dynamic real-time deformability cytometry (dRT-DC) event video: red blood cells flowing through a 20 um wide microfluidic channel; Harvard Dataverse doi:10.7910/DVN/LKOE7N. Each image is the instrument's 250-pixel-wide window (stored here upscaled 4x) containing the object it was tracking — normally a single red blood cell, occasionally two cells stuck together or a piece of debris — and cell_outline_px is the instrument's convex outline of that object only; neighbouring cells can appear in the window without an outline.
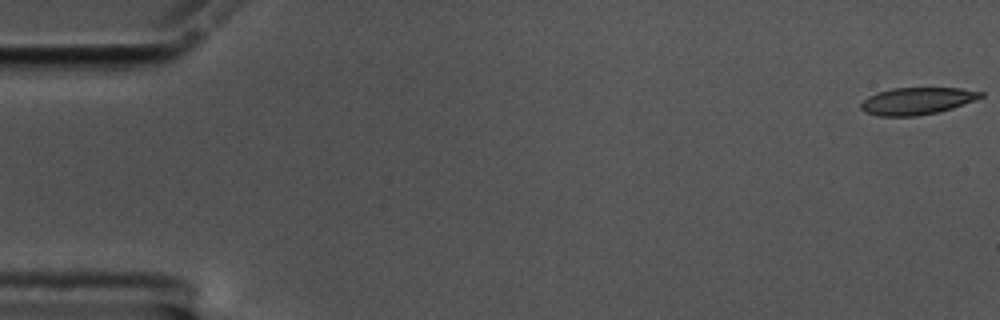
{"species": "common noctule bat (a hibernating species)", "species_latin": "Nyctalus noctula", "temperature_condition": "cold", "stored_images_in_passage": 57, "camera_frame_rate_fps": 3000, "um_per_image_px": 0.085, "animal": {"sex": "male", "body_mass_g": 17.5, "forearm_length_mm": 52.3}, "frame": {"image": 1, "passage_image": 1, "time_ms": 0.0, "image_size_px": [1000, 320], "cell_outline_px": [[984, 96], [952, 108], [936, 112], [916, 116], [880, 116], [864, 112], [860, 108], [860, 104], [868, 96], [892, 88], [960, 88], [984, 92]], "centroid_in_image_um": [77.93, 8.58], "position_along_channel_um": 7.1, "area_um2": 18.73}}
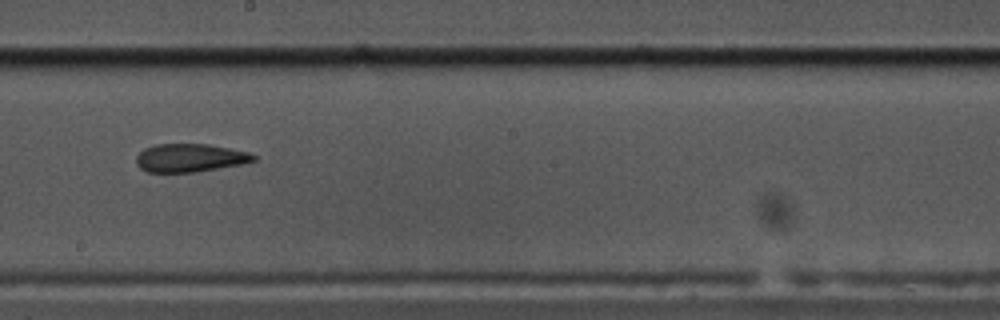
{"frame": {"image": 2, "passage_image": 32, "time_ms": 10.333, "image_size_px": [1000, 320], "cell_outline_px": [[256, 160], [244, 164], [196, 172], [148, 172], [140, 168], [136, 164], [136, 156], [144, 148], [156, 144], [208, 144], [248, 152], [256, 156]], "centroid_in_image_um": [16.14, 13.42], "position_along_channel_um": 232.1, "area_um2": 19.36}}
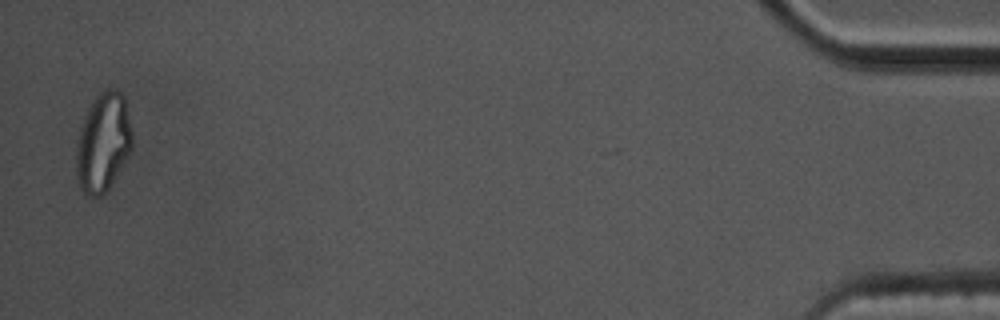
{"frame": {"image": 3, "passage_image": 56, "time_ms": 18.333, "image_size_px": [1000, 320], "cell_outline_px": [[132, 148], [108, 188], [100, 196], [88, 196], [80, 188], [76, 176], [76, 148], [80, 128], [88, 108], [92, 100], [96, 96], [108, 88], [112, 88], [120, 92], [124, 96], [132, 132]], "centroid_in_image_um": [8.75, 12.1], "position_along_channel_um": 426.5, "area_um2": 31.91}, "authors_computed_cell_mechanics": {"area_um2": 20.519, "velocity_mm_per_s": 3.5474, "shape_relaxation_time_tau1_ms": null, "shape_relaxation_time_tau2_ms": 3.1834, "deformation_change_tau1": null, "deformation_change_tau2": 0.1077}}